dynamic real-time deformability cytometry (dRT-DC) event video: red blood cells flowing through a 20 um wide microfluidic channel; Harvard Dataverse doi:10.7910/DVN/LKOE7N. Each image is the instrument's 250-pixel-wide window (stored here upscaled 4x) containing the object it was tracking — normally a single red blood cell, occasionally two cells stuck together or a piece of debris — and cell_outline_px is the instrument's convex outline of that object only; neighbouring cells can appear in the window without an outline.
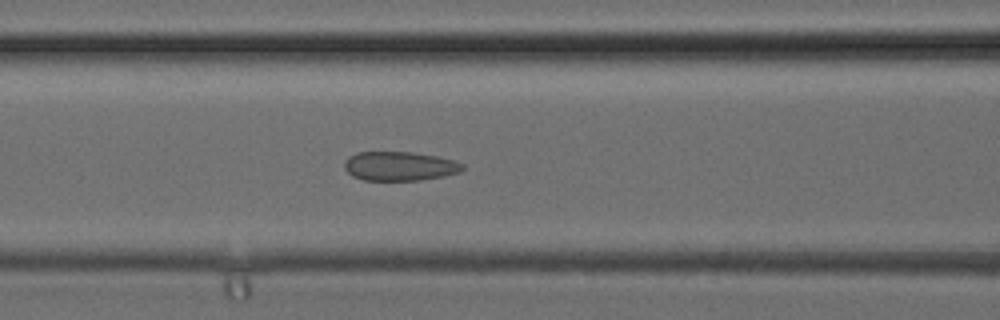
{"species": "common noctule bat (a hibernating species)", "species_latin": "Nyctalus noctula", "temperature_condition": "cold", "stored_images_in_passage": 30, "camera_frame_rate_fps": 3000, "um_per_image_px": 0.085, "animal": {"sex": "female", "body_mass_g": 24.6, "forearm_length_mm": 56.2}, "frame": {"image": 1, "passage_image": 15, "time_ms": 4.667, "image_size_px": [1000, 320], "cell_outline_px": [[464, 168], [460, 172], [444, 176], [420, 180], [364, 180], [352, 176], [344, 168], [344, 160], [348, 156], [356, 152], [412, 152], [436, 156], [452, 160], [464, 164]], "centroid_in_image_um": [33.94, 14.12], "position_along_channel_um": 132.7, "area_um2": 20.11}}
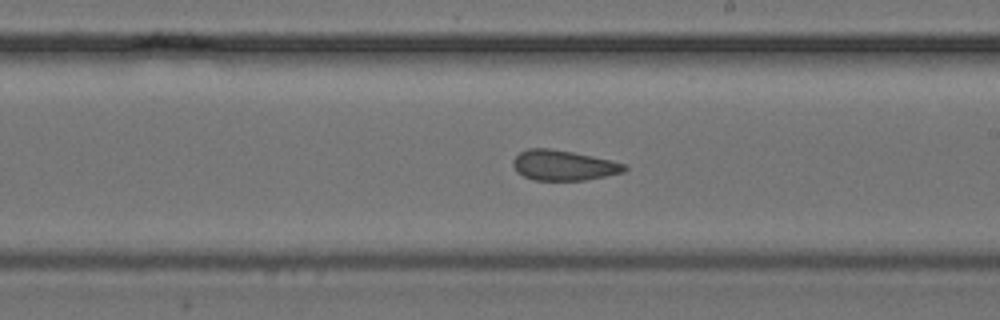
{"frame": {"image": 2, "passage_image": 21, "time_ms": 6.667, "image_size_px": [1000, 320], "cell_outline_px": [[628, 168], [624, 172], [584, 180], [532, 180], [516, 172], [512, 164], [512, 160], [520, 152], [528, 148], [548, 148], [572, 152], [612, 160], [628, 164]], "centroid_in_image_um": [47.9, 14.05], "position_along_channel_um": 241.1, "area_um2": 19.71}}
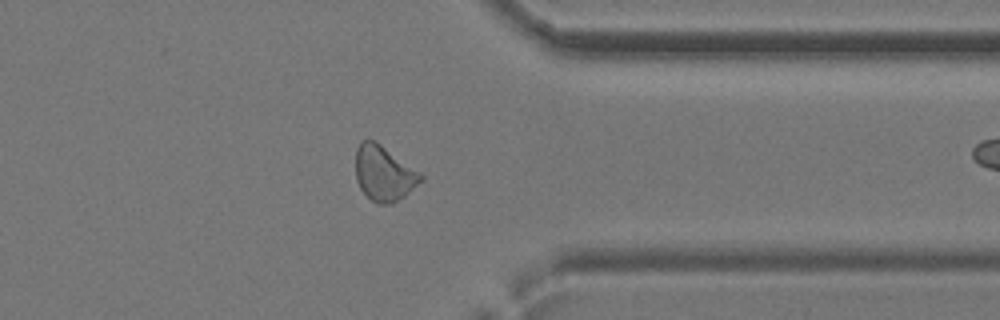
{"frame": {"image": 3, "passage_image": 29, "time_ms": 9.333, "image_size_px": [1000, 320], "cell_outline_px": [[424, 180], [404, 196], [392, 204], [380, 204], [372, 200], [360, 188], [356, 180], [356, 148], [360, 140], [372, 140], [380, 144], [420, 172], [424, 176]], "centroid_in_image_um": [32.64, 14.74], "position_along_channel_um": 378.8, "area_um2": 20.81}}